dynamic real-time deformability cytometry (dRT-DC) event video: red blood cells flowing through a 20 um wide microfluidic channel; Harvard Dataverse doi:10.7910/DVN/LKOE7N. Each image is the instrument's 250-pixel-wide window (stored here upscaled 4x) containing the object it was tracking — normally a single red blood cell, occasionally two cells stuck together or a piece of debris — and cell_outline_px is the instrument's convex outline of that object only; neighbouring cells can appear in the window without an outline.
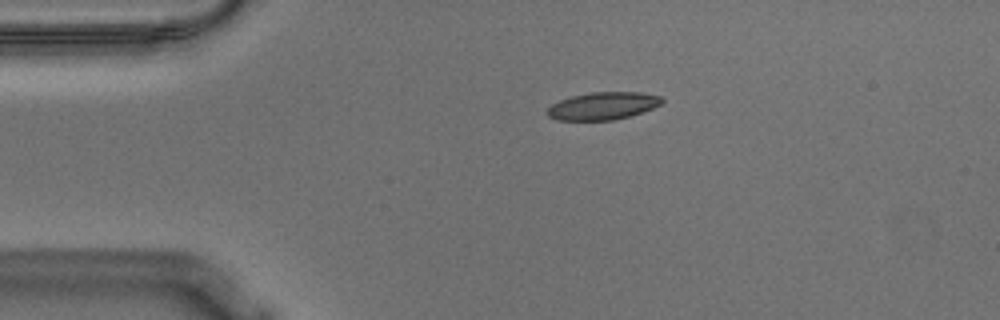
{"species": "Egyptian fruit bat (a non-hibernating species)", "species_latin": "Rousettus aegyptiacus", "temperature_condition": "warm", "stored_images_in_passage": 45, "camera_frame_rate_fps": 3000, "um_per_image_px": 0.085, "animal": {"sex": "male"}, "frame": {"image": 1, "passage_image": 1, "time_ms": 0.0, "image_size_px": [1000, 320], "cell_outline_px": [[664, 100], [660, 104], [652, 108], [632, 116], [612, 120], [556, 120], [548, 116], [548, 108], [552, 104], [560, 100], [572, 96], [592, 92], [640, 92], [660, 96]], "centroid_in_image_um": [51.25, 9.0], "position_along_channel_um": 33.7, "area_um2": 18.32}}
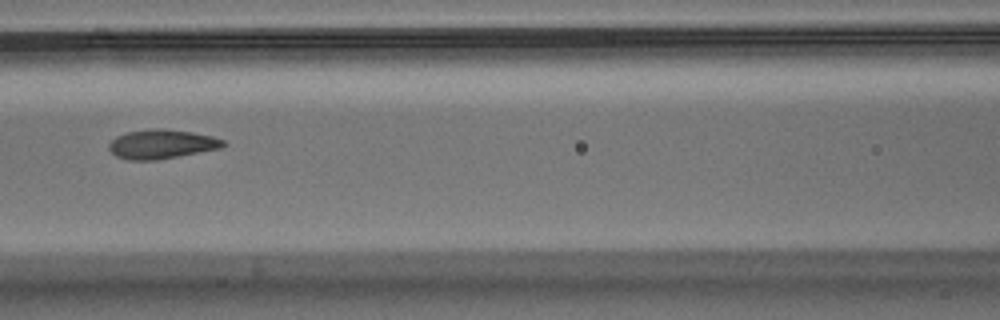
{"frame": {"image": 2, "passage_image": 14, "time_ms": 4.333, "image_size_px": [1000, 320], "cell_outline_px": [[228, 144], [220, 148], [156, 160], [128, 160], [116, 156], [108, 148], [108, 144], [116, 136], [128, 132], [152, 128], [164, 128], [192, 132], [212, 136], [224, 140]], "centroid_in_image_um": [13.73, 12.24], "position_along_channel_um": 152.9, "area_um2": 19.42}}
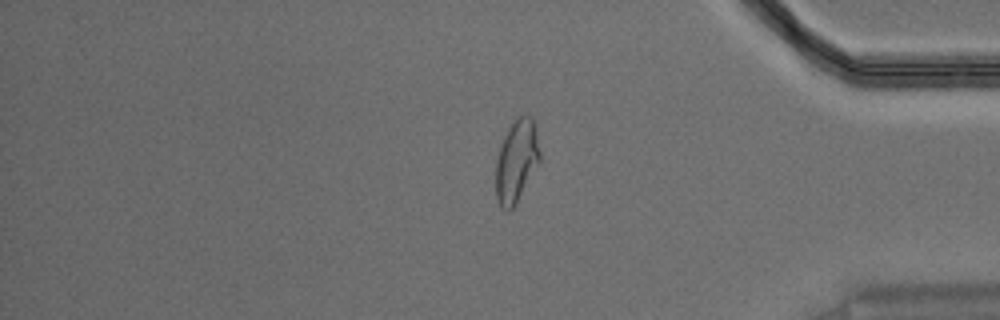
{"frame": {"image": 3, "passage_image": 36, "time_ms": 11.667, "image_size_px": [1000, 320], "cell_outline_px": [[540, 160], [516, 204], [508, 212], [500, 208], [496, 200], [496, 160], [500, 144], [508, 128], [516, 116], [524, 112], [532, 116], [536, 128], [540, 152]], "centroid_in_image_um": [43.89, 13.65], "position_along_channel_um": 391.3, "area_um2": 21.56}, "authors_computed_cell_mechanics": {"area_um2": 19.5942, "velocity_mm_per_s": 3.592, "shape_relaxation_time_tau1_ms": 5.7094, "shape_relaxation_time_tau2_ms": 1.2249, "deformation_change_tau1": 0.2049, "deformation_change_tau2": 0.0668}}